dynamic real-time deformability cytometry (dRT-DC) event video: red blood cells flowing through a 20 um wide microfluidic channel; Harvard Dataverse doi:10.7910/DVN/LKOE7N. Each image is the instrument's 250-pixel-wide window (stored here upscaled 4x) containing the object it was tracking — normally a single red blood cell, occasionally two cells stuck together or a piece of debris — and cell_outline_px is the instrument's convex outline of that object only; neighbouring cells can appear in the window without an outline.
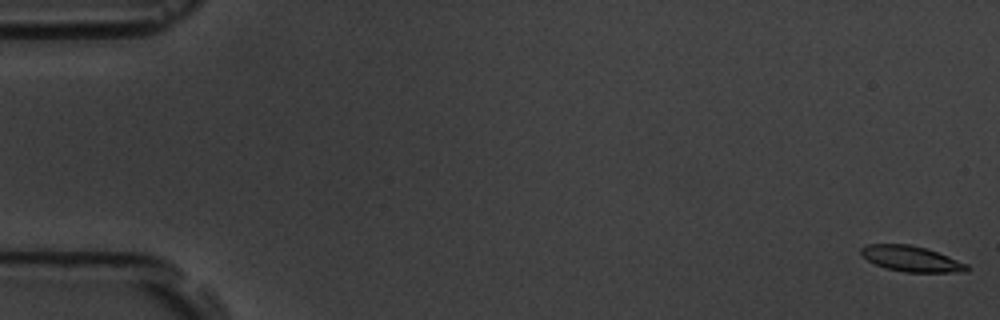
{"species": "common noctule bat (a hibernating species)", "species_latin": "Nyctalus noctula", "temperature_condition": "room temperature", "stored_images_in_passage": 6, "segment_of_instrument_passage": [1, 2], "camera_frame_rate_fps": 3000, "um_per_image_px": 0.085, "animal": {"sex": "male", "body_mass_g": 19.5, "forearm_length_mm": 54.6}, "frame": {"image": 1, "passage_image": 1, "time_ms": 0.0, "image_size_px": [1000, 320], "cell_outline_px": [[968, 272], [904, 272], [884, 268], [868, 260], [860, 252], [860, 248], [868, 244], [908, 244], [924, 248], [948, 256], [968, 264]], "centroid_in_image_um": [77.46, 22.0], "position_along_channel_um": 7.5, "area_um2": 15.66}}